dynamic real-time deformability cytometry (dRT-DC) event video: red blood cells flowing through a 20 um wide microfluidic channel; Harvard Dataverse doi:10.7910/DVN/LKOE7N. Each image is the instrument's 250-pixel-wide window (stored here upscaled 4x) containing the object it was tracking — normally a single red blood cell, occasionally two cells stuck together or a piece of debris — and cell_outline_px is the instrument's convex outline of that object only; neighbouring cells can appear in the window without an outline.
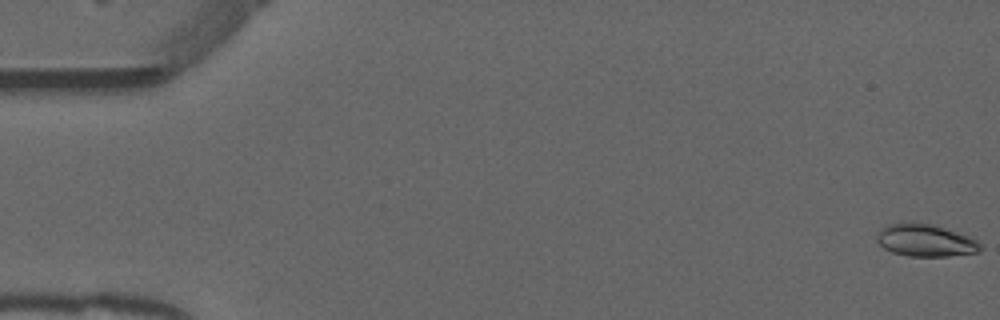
{"species": "common noctule bat (a hibernating species)", "species_latin": "Nyctalus noctula", "temperature_condition": "warm", "stored_images_in_passage": 53, "camera_frame_rate_fps": 3000, "um_per_image_px": 0.085, "animal": {"sex": "male", "forearm_length_mm": 52.5}, "frame": {"image": 1, "passage_image": 1, "time_ms": 0.0, "image_size_px": [1000, 320], "cell_outline_px": [[980, 248], [976, 252], [948, 256], [908, 256], [892, 252], [884, 248], [876, 240], [876, 236], [880, 228], [888, 224], [912, 220], [932, 224], [968, 236], [976, 240], [980, 244]], "centroid_in_image_um": [78.58, 20.4], "position_along_channel_um": 6.4, "area_um2": 19.59}}
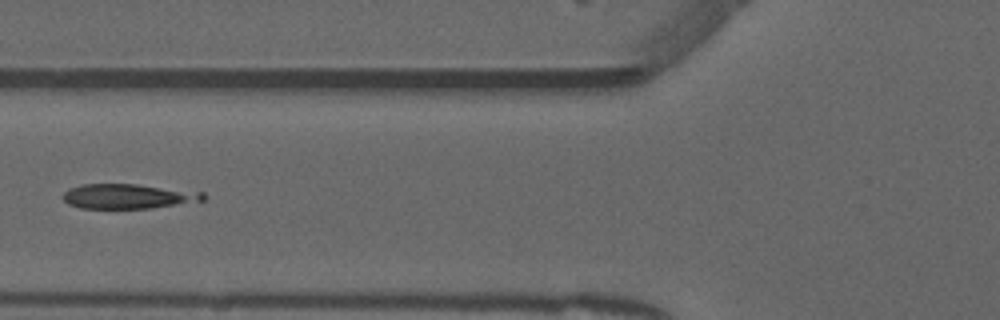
{"frame": {"image": 2, "passage_image": 21, "time_ms": 6.667, "image_size_px": [1000, 320], "cell_outline_px": [[204, 200], [152, 208], [80, 208], [68, 204], [64, 200], [64, 192], [68, 188], [84, 184], [136, 184], [204, 192]], "centroid_in_image_um": [10.87, 16.68], "position_along_channel_um": 114.9, "area_um2": 20.06}}
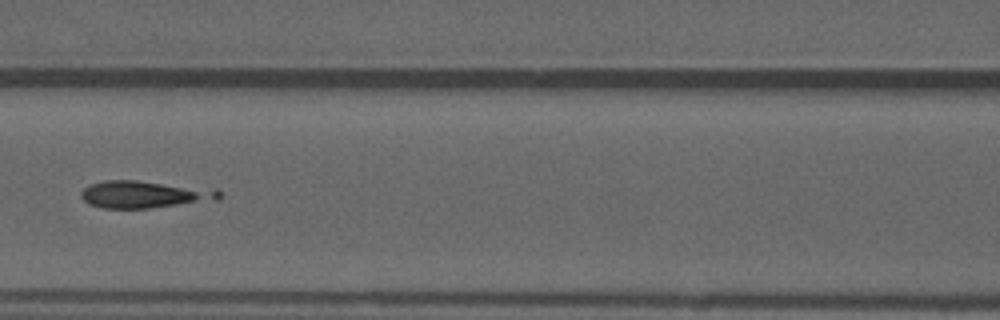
{"frame": {"image": 3, "passage_image": 24, "time_ms": 7.667, "image_size_px": [1000, 320], "cell_outline_px": [[220, 200], [148, 208], [100, 208], [88, 204], [80, 196], [80, 192], [88, 184], [104, 180], [136, 180], [220, 188]], "centroid_in_image_um": [12.32, 16.51], "position_along_channel_um": 154.3, "area_um2": 22.48}, "authors_computed_cell_mechanics": {"area_um2": 18.7272, "velocity_mm_per_s": 3.9202, "shape_relaxation_time_tau1_ms": 10.2529, "shape_relaxation_time_tau2_ms": null, "deformation_change_tau1": null, "deformation_change_tau2": null}}